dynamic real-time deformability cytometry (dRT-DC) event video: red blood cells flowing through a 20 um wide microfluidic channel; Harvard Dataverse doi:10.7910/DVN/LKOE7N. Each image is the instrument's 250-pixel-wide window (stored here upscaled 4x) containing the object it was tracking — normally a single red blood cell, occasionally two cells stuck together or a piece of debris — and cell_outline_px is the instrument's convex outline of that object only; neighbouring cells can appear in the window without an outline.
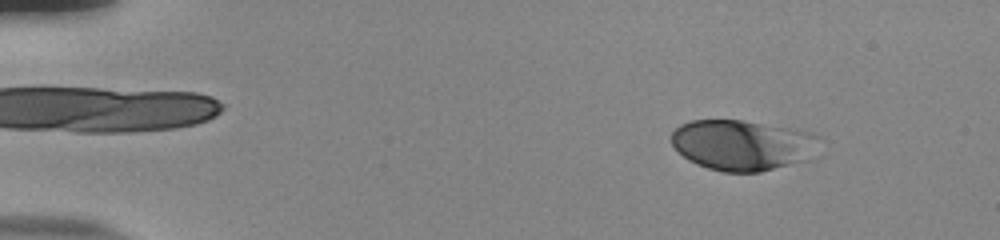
{"species": "human", "species_latin": "Homo sapiens", "temperature_condition": "room temperature", "stored_images_in_passage": 54, "camera_frame_rate_fps": 3000, "um_per_image_px": 0.085, "donor": {"sex": "male"}, "frame": {"image": 1, "passage_image": 7, "time_ms": 2.0, "image_size_px": [1000, 240], "cell_outline_px": [[824, 140], [808, 160], [760, 172], [724, 172], [708, 168], [696, 164], [688, 160], [672, 144], [672, 132], [680, 124], [692, 120], [740, 120], [796, 128], [812, 132], [824, 136]], "centroid_in_image_um": [63.2, 12.32], "position_along_channel_um": 21.8, "area_um2": 44.22}}
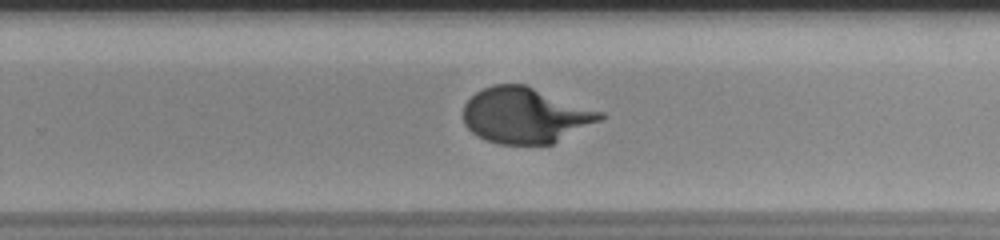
{"frame": {"image": 2, "passage_image": 36, "time_ms": 11.667, "image_size_px": [1000, 240], "cell_outline_px": [[604, 116], [600, 120], [552, 144], [500, 144], [488, 140], [472, 132], [464, 124], [464, 104], [476, 92], [484, 88], [496, 84], [524, 84], [604, 112]], "centroid_in_image_um": [44.65, 9.8], "position_along_channel_um": 285.2, "area_um2": 43.93}}
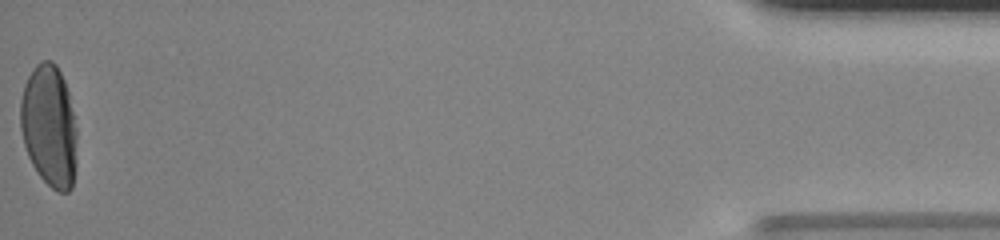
{"frame": {"image": 3, "passage_image": 54, "time_ms": 17.667, "image_size_px": [1000, 240], "cell_outline_px": [[76, 168], [72, 188], [68, 192], [56, 192], [40, 176], [32, 164], [28, 156], [24, 144], [20, 128], [20, 100], [24, 84], [32, 68], [40, 60], [52, 60], [56, 64], [64, 80], [68, 92], [76, 128]], "centroid_in_image_um": [4.17, 10.71], "position_along_channel_um": 431.0, "area_um2": 40.52}}